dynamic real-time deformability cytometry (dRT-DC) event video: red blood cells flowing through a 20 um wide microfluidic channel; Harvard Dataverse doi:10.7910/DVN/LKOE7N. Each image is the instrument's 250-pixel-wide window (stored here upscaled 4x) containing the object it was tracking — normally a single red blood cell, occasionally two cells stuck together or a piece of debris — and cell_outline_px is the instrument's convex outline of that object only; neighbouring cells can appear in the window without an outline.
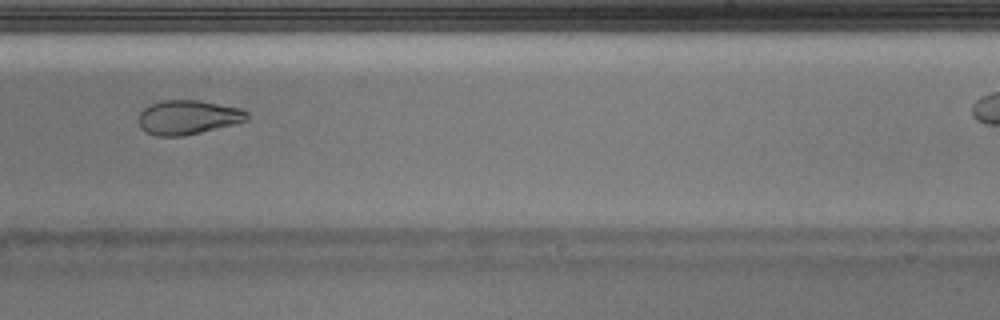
{"species": "Egyptian fruit bat (a non-hibernating species)", "species_latin": "Rousettus aegyptiacus", "temperature_condition": "warm", "stored_images_in_passage": 35, "camera_frame_rate_fps": 3000, "um_per_image_px": 0.085, "animal": {"sex": "male"}, "frame": {"image": 1, "passage_image": 25, "time_ms": 8.0, "image_size_px": [1000, 320], "cell_outline_px": [[248, 120], [236, 124], [184, 136], [156, 136], [140, 128], [140, 112], [144, 108], [160, 100], [200, 100], [240, 108], [248, 112]], "centroid_in_image_um": [16.01, 9.97], "position_along_channel_um": 273.0, "area_um2": 21.68}}